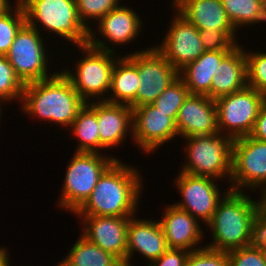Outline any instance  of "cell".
Masks as SVG:
<instances>
[{
	"instance_id": "cell-21",
	"label": "cell",
	"mask_w": 266,
	"mask_h": 266,
	"mask_svg": "<svg viewBox=\"0 0 266 266\" xmlns=\"http://www.w3.org/2000/svg\"><path fill=\"white\" fill-rule=\"evenodd\" d=\"M171 5L198 30H236L221 0H171Z\"/></svg>"
},
{
	"instance_id": "cell-28",
	"label": "cell",
	"mask_w": 266,
	"mask_h": 266,
	"mask_svg": "<svg viewBox=\"0 0 266 266\" xmlns=\"http://www.w3.org/2000/svg\"><path fill=\"white\" fill-rule=\"evenodd\" d=\"M14 1L16 2L0 15V55L8 53L17 33L26 24V15L21 2Z\"/></svg>"
},
{
	"instance_id": "cell-24",
	"label": "cell",
	"mask_w": 266,
	"mask_h": 266,
	"mask_svg": "<svg viewBox=\"0 0 266 266\" xmlns=\"http://www.w3.org/2000/svg\"><path fill=\"white\" fill-rule=\"evenodd\" d=\"M139 82L137 67L121 54L111 73V86L106 102L130 106L136 100Z\"/></svg>"
},
{
	"instance_id": "cell-36",
	"label": "cell",
	"mask_w": 266,
	"mask_h": 266,
	"mask_svg": "<svg viewBox=\"0 0 266 266\" xmlns=\"http://www.w3.org/2000/svg\"><path fill=\"white\" fill-rule=\"evenodd\" d=\"M190 251L185 249L169 248L157 260L147 266H185Z\"/></svg>"
},
{
	"instance_id": "cell-15",
	"label": "cell",
	"mask_w": 266,
	"mask_h": 266,
	"mask_svg": "<svg viewBox=\"0 0 266 266\" xmlns=\"http://www.w3.org/2000/svg\"><path fill=\"white\" fill-rule=\"evenodd\" d=\"M132 124V143L145 155L159 151L157 149H161L164 144L178 138L176 120L152 104L133 108Z\"/></svg>"
},
{
	"instance_id": "cell-10",
	"label": "cell",
	"mask_w": 266,
	"mask_h": 266,
	"mask_svg": "<svg viewBox=\"0 0 266 266\" xmlns=\"http://www.w3.org/2000/svg\"><path fill=\"white\" fill-rule=\"evenodd\" d=\"M230 190L258 191L266 196V142L245 136L234 139Z\"/></svg>"
},
{
	"instance_id": "cell-3",
	"label": "cell",
	"mask_w": 266,
	"mask_h": 266,
	"mask_svg": "<svg viewBox=\"0 0 266 266\" xmlns=\"http://www.w3.org/2000/svg\"><path fill=\"white\" fill-rule=\"evenodd\" d=\"M249 192L229 190L219 201L211 220L205 225L212 241L205 246L231 251L253 244L257 210L265 202L263 195L250 197Z\"/></svg>"
},
{
	"instance_id": "cell-12",
	"label": "cell",
	"mask_w": 266,
	"mask_h": 266,
	"mask_svg": "<svg viewBox=\"0 0 266 266\" xmlns=\"http://www.w3.org/2000/svg\"><path fill=\"white\" fill-rule=\"evenodd\" d=\"M178 173L173 182L182 200L173 202V204L189 212L198 221L201 220L203 226L206 225L216 211L219 201L230 188L223 187V193L219 188V180L215 178L196 176L181 171Z\"/></svg>"
},
{
	"instance_id": "cell-27",
	"label": "cell",
	"mask_w": 266,
	"mask_h": 266,
	"mask_svg": "<svg viewBox=\"0 0 266 266\" xmlns=\"http://www.w3.org/2000/svg\"><path fill=\"white\" fill-rule=\"evenodd\" d=\"M224 10L236 31L266 22L262 0H221ZM240 28V29H239Z\"/></svg>"
},
{
	"instance_id": "cell-30",
	"label": "cell",
	"mask_w": 266,
	"mask_h": 266,
	"mask_svg": "<svg viewBox=\"0 0 266 266\" xmlns=\"http://www.w3.org/2000/svg\"><path fill=\"white\" fill-rule=\"evenodd\" d=\"M189 94L184 81L178 77L151 104L176 120L178 111Z\"/></svg>"
},
{
	"instance_id": "cell-20",
	"label": "cell",
	"mask_w": 266,
	"mask_h": 266,
	"mask_svg": "<svg viewBox=\"0 0 266 266\" xmlns=\"http://www.w3.org/2000/svg\"><path fill=\"white\" fill-rule=\"evenodd\" d=\"M96 115L100 143L109 149L119 148L126 139L133 138V108L124 104L96 101ZM129 134V135H128Z\"/></svg>"
},
{
	"instance_id": "cell-40",
	"label": "cell",
	"mask_w": 266,
	"mask_h": 266,
	"mask_svg": "<svg viewBox=\"0 0 266 266\" xmlns=\"http://www.w3.org/2000/svg\"><path fill=\"white\" fill-rule=\"evenodd\" d=\"M12 3H14L12 0H0V15L6 11L12 5Z\"/></svg>"
},
{
	"instance_id": "cell-7",
	"label": "cell",
	"mask_w": 266,
	"mask_h": 266,
	"mask_svg": "<svg viewBox=\"0 0 266 266\" xmlns=\"http://www.w3.org/2000/svg\"><path fill=\"white\" fill-rule=\"evenodd\" d=\"M119 158L101 153L74 152L65 167L57 208L74 214L90 197L102 174ZM61 194V195H60Z\"/></svg>"
},
{
	"instance_id": "cell-39",
	"label": "cell",
	"mask_w": 266,
	"mask_h": 266,
	"mask_svg": "<svg viewBox=\"0 0 266 266\" xmlns=\"http://www.w3.org/2000/svg\"><path fill=\"white\" fill-rule=\"evenodd\" d=\"M1 247V246H0ZM10 249L7 247L2 246L0 248V266H11V253L9 251Z\"/></svg>"
},
{
	"instance_id": "cell-16",
	"label": "cell",
	"mask_w": 266,
	"mask_h": 266,
	"mask_svg": "<svg viewBox=\"0 0 266 266\" xmlns=\"http://www.w3.org/2000/svg\"><path fill=\"white\" fill-rule=\"evenodd\" d=\"M81 235L117 257L126 266L127 230L130 217L78 216Z\"/></svg>"
},
{
	"instance_id": "cell-6",
	"label": "cell",
	"mask_w": 266,
	"mask_h": 266,
	"mask_svg": "<svg viewBox=\"0 0 266 266\" xmlns=\"http://www.w3.org/2000/svg\"><path fill=\"white\" fill-rule=\"evenodd\" d=\"M233 141L220 133L184 138V162L179 170L196 176L226 180L229 187Z\"/></svg>"
},
{
	"instance_id": "cell-34",
	"label": "cell",
	"mask_w": 266,
	"mask_h": 266,
	"mask_svg": "<svg viewBox=\"0 0 266 266\" xmlns=\"http://www.w3.org/2000/svg\"><path fill=\"white\" fill-rule=\"evenodd\" d=\"M227 253L229 266H266V252L254 244Z\"/></svg>"
},
{
	"instance_id": "cell-9",
	"label": "cell",
	"mask_w": 266,
	"mask_h": 266,
	"mask_svg": "<svg viewBox=\"0 0 266 266\" xmlns=\"http://www.w3.org/2000/svg\"><path fill=\"white\" fill-rule=\"evenodd\" d=\"M266 96L250 86L215 99L220 134L231 139L248 136Z\"/></svg>"
},
{
	"instance_id": "cell-2",
	"label": "cell",
	"mask_w": 266,
	"mask_h": 266,
	"mask_svg": "<svg viewBox=\"0 0 266 266\" xmlns=\"http://www.w3.org/2000/svg\"><path fill=\"white\" fill-rule=\"evenodd\" d=\"M85 104L69 79L58 70L52 77L25 84L19 110L29 118L33 116L32 120L68 129Z\"/></svg>"
},
{
	"instance_id": "cell-14",
	"label": "cell",
	"mask_w": 266,
	"mask_h": 266,
	"mask_svg": "<svg viewBox=\"0 0 266 266\" xmlns=\"http://www.w3.org/2000/svg\"><path fill=\"white\" fill-rule=\"evenodd\" d=\"M174 10L169 29L165 32L161 43L154 44L155 48L179 72L187 64L194 62L205 52L199 37V30L172 5Z\"/></svg>"
},
{
	"instance_id": "cell-29",
	"label": "cell",
	"mask_w": 266,
	"mask_h": 266,
	"mask_svg": "<svg viewBox=\"0 0 266 266\" xmlns=\"http://www.w3.org/2000/svg\"><path fill=\"white\" fill-rule=\"evenodd\" d=\"M25 84L16 75L6 55H0V103L21 102Z\"/></svg>"
},
{
	"instance_id": "cell-11",
	"label": "cell",
	"mask_w": 266,
	"mask_h": 266,
	"mask_svg": "<svg viewBox=\"0 0 266 266\" xmlns=\"http://www.w3.org/2000/svg\"><path fill=\"white\" fill-rule=\"evenodd\" d=\"M126 57L137 67L140 78L136 100L132 108L151 104L179 77V72L153 46L127 53Z\"/></svg>"
},
{
	"instance_id": "cell-22",
	"label": "cell",
	"mask_w": 266,
	"mask_h": 266,
	"mask_svg": "<svg viewBox=\"0 0 266 266\" xmlns=\"http://www.w3.org/2000/svg\"><path fill=\"white\" fill-rule=\"evenodd\" d=\"M218 75L212 78L210 98L234 93L247 86V62L244 45L238 44L219 63Z\"/></svg>"
},
{
	"instance_id": "cell-1",
	"label": "cell",
	"mask_w": 266,
	"mask_h": 266,
	"mask_svg": "<svg viewBox=\"0 0 266 266\" xmlns=\"http://www.w3.org/2000/svg\"><path fill=\"white\" fill-rule=\"evenodd\" d=\"M124 163L117 159L102 174L90 197L74 216L132 217L140 212L143 177L138 167Z\"/></svg>"
},
{
	"instance_id": "cell-33",
	"label": "cell",
	"mask_w": 266,
	"mask_h": 266,
	"mask_svg": "<svg viewBox=\"0 0 266 266\" xmlns=\"http://www.w3.org/2000/svg\"><path fill=\"white\" fill-rule=\"evenodd\" d=\"M236 33V30L205 29L199 30V37L205 51L232 50L240 44Z\"/></svg>"
},
{
	"instance_id": "cell-23",
	"label": "cell",
	"mask_w": 266,
	"mask_h": 266,
	"mask_svg": "<svg viewBox=\"0 0 266 266\" xmlns=\"http://www.w3.org/2000/svg\"><path fill=\"white\" fill-rule=\"evenodd\" d=\"M230 51H205L197 60L179 71V77L190 94L206 95L210 98L212 78L218 75L219 63Z\"/></svg>"
},
{
	"instance_id": "cell-19",
	"label": "cell",
	"mask_w": 266,
	"mask_h": 266,
	"mask_svg": "<svg viewBox=\"0 0 266 266\" xmlns=\"http://www.w3.org/2000/svg\"><path fill=\"white\" fill-rule=\"evenodd\" d=\"M163 210L165 211L158 221L168 248L185 249L191 252L205 246L200 245L206 232L200 221L173 203L165 205Z\"/></svg>"
},
{
	"instance_id": "cell-32",
	"label": "cell",
	"mask_w": 266,
	"mask_h": 266,
	"mask_svg": "<svg viewBox=\"0 0 266 266\" xmlns=\"http://www.w3.org/2000/svg\"><path fill=\"white\" fill-rule=\"evenodd\" d=\"M120 1L121 0H76V7L79 18L83 24L88 29H91L103 16L119 6Z\"/></svg>"
},
{
	"instance_id": "cell-41",
	"label": "cell",
	"mask_w": 266,
	"mask_h": 266,
	"mask_svg": "<svg viewBox=\"0 0 266 266\" xmlns=\"http://www.w3.org/2000/svg\"><path fill=\"white\" fill-rule=\"evenodd\" d=\"M56 266H70L65 260L58 261Z\"/></svg>"
},
{
	"instance_id": "cell-25",
	"label": "cell",
	"mask_w": 266,
	"mask_h": 266,
	"mask_svg": "<svg viewBox=\"0 0 266 266\" xmlns=\"http://www.w3.org/2000/svg\"><path fill=\"white\" fill-rule=\"evenodd\" d=\"M72 137L77 140L74 152L101 153L108 152L100 143L96 101L86 103L78 112L77 117L68 128ZM104 150V151H103Z\"/></svg>"
},
{
	"instance_id": "cell-5",
	"label": "cell",
	"mask_w": 266,
	"mask_h": 266,
	"mask_svg": "<svg viewBox=\"0 0 266 266\" xmlns=\"http://www.w3.org/2000/svg\"><path fill=\"white\" fill-rule=\"evenodd\" d=\"M76 47L80 53L78 55L82 54L83 57L73 61L74 69L62 66L64 69L60 68V71L86 103L106 101L111 86V73L121 55L99 50L89 44Z\"/></svg>"
},
{
	"instance_id": "cell-8",
	"label": "cell",
	"mask_w": 266,
	"mask_h": 266,
	"mask_svg": "<svg viewBox=\"0 0 266 266\" xmlns=\"http://www.w3.org/2000/svg\"><path fill=\"white\" fill-rule=\"evenodd\" d=\"M46 36L47 34L43 36L38 30L26 23L17 33L6 54L16 75L24 84L47 79L56 73V69L53 73V68L50 69L49 64H51L52 58L51 54H48L47 47H49L50 42L47 41L48 44H46V40L49 38Z\"/></svg>"
},
{
	"instance_id": "cell-18",
	"label": "cell",
	"mask_w": 266,
	"mask_h": 266,
	"mask_svg": "<svg viewBox=\"0 0 266 266\" xmlns=\"http://www.w3.org/2000/svg\"><path fill=\"white\" fill-rule=\"evenodd\" d=\"M176 125L178 137L182 139L220 133L215 100L206 95L189 94L178 111Z\"/></svg>"
},
{
	"instance_id": "cell-26",
	"label": "cell",
	"mask_w": 266,
	"mask_h": 266,
	"mask_svg": "<svg viewBox=\"0 0 266 266\" xmlns=\"http://www.w3.org/2000/svg\"><path fill=\"white\" fill-rule=\"evenodd\" d=\"M63 260L70 266H124L113 254L89 242L81 234Z\"/></svg>"
},
{
	"instance_id": "cell-43",
	"label": "cell",
	"mask_w": 266,
	"mask_h": 266,
	"mask_svg": "<svg viewBox=\"0 0 266 266\" xmlns=\"http://www.w3.org/2000/svg\"><path fill=\"white\" fill-rule=\"evenodd\" d=\"M2 109H4V108H3V105L0 103V119H1L2 114H3V113H2ZM0 123H1V120H0ZM0 125H1V124H0Z\"/></svg>"
},
{
	"instance_id": "cell-31",
	"label": "cell",
	"mask_w": 266,
	"mask_h": 266,
	"mask_svg": "<svg viewBox=\"0 0 266 266\" xmlns=\"http://www.w3.org/2000/svg\"><path fill=\"white\" fill-rule=\"evenodd\" d=\"M247 85L266 96V51L247 50ZM251 51V52H250Z\"/></svg>"
},
{
	"instance_id": "cell-37",
	"label": "cell",
	"mask_w": 266,
	"mask_h": 266,
	"mask_svg": "<svg viewBox=\"0 0 266 266\" xmlns=\"http://www.w3.org/2000/svg\"><path fill=\"white\" fill-rule=\"evenodd\" d=\"M253 244L266 252V203L257 210L254 222Z\"/></svg>"
},
{
	"instance_id": "cell-38",
	"label": "cell",
	"mask_w": 266,
	"mask_h": 266,
	"mask_svg": "<svg viewBox=\"0 0 266 266\" xmlns=\"http://www.w3.org/2000/svg\"><path fill=\"white\" fill-rule=\"evenodd\" d=\"M249 136L266 142V102L262 105Z\"/></svg>"
},
{
	"instance_id": "cell-35",
	"label": "cell",
	"mask_w": 266,
	"mask_h": 266,
	"mask_svg": "<svg viewBox=\"0 0 266 266\" xmlns=\"http://www.w3.org/2000/svg\"><path fill=\"white\" fill-rule=\"evenodd\" d=\"M185 266H229L228 253L204 246L189 253Z\"/></svg>"
},
{
	"instance_id": "cell-42",
	"label": "cell",
	"mask_w": 266,
	"mask_h": 266,
	"mask_svg": "<svg viewBox=\"0 0 266 266\" xmlns=\"http://www.w3.org/2000/svg\"><path fill=\"white\" fill-rule=\"evenodd\" d=\"M262 5H263L264 12L266 14V0H262Z\"/></svg>"
},
{
	"instance_id": "cell-4",
	"label": "cell",
	"mask_w": 266,
	"mask_h": 266,
	"mask_svg": "<svg viewBox=\"0 0 266 266\" xmlns=\"http://www.w3.org/2000/svg\"><path fill=\"white\" fill-rule=\"evenodd\" d=\"M19 1L25 11L26 23L40 33L43 30L42 35L46 31L49 37L58 36L62 39L60 42L64 39L73 44L72 47L88 44L89 29L79 18L76 0Z\"/></svg>"
},
{
	"instance_id": "cell-17",
	"label": "cell",
	"mask_w": 266,
	"mask_h": 266,
	"mask_svg": "<svg viewBox=\"0 0 266 266\" xmlns=\"http://www.w3.org/2000/svg\"><path fill=\"white\" fill-rule=\"evenodd\" d=\"M137 216L130 217L128 223L126 266H134V253L140 254L149 264L169 249L158 218L152 220Z\"/></svg>"
},
{
	"instance_id": "cell-13",
	"label": "cell",
	"mask_w": 266,
	"mask_h": 266,
	"mask_svg": "<svg viewBox=\"0 0 266 266\" xmlns=\"http://www.w3.org/2000/svg\"><path fill=\"white\" fill-rule=\"evenodd\" d=\"M121 4L96 23L97 29L95 27L89 29L88 44L90 46L117 53L115 49L117 45L120 48L122 45H130L129 43L136 41L139 34L143 32L141 15L139 16L133 7Z\"/></svg>"
}]
</instances>
